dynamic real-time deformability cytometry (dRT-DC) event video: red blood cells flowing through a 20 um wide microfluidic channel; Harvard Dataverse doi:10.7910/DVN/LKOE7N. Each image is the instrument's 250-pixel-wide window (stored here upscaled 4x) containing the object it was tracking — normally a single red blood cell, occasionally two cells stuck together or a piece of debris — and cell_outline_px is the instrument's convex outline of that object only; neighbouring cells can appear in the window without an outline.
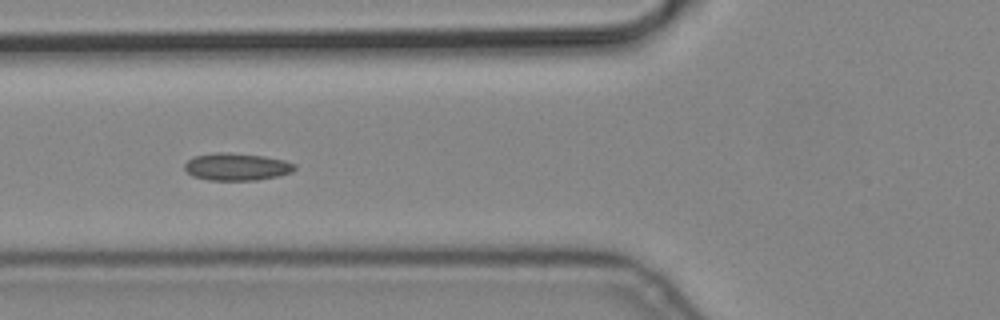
{"species": "common noctule bat (a hibernating species)", "species_latin": "Nyctalus noctula", "temperature_condition": "cold", "stored_images_in_passage": 4, "camera_frame_rate_fps": 3000, "um_per_image_px": 0.085, "animal": {"sex": "male", "body_mass_g": 19.2, "forearm_length_mm": 51.8}, "frame": {"image": 1, "passage_image": 3, "time_ms": 0.667, "image_size_px": [1000, 320], "cell_outline_px": [[296, 168], [292, 172], [276, 176], [256, 180], [208, 180], [192, 176], [184, 168], [184, 164], [192, 156], [212, 152], [228, 152], [264, 156], [284, 160], [296, 164]], "centroid_in_image_um": [20.09, 14.16], "position_along_channel_um": 105.7, "area_um2": 17.69}}
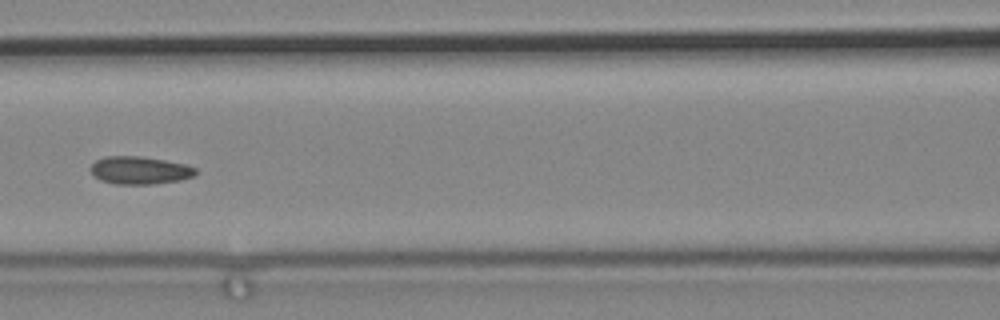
{"frame": {"image": 2, "passage_image": 4, "time_ms": 1.0, "image_size_px": [1000, 320], "cell_outline_px": [[196, 172], [192, 176], [180, 180], [152, 184], [116, 184], [100, 180], [88, 168], [96, 160], [104, 156], [140, 156], [164, 160], [184, 164], [196, 168]], "centroid_in_image_um": [11.84, 14.47], "position_along_channel_um": 154.8, "area_um2": 16.88}}